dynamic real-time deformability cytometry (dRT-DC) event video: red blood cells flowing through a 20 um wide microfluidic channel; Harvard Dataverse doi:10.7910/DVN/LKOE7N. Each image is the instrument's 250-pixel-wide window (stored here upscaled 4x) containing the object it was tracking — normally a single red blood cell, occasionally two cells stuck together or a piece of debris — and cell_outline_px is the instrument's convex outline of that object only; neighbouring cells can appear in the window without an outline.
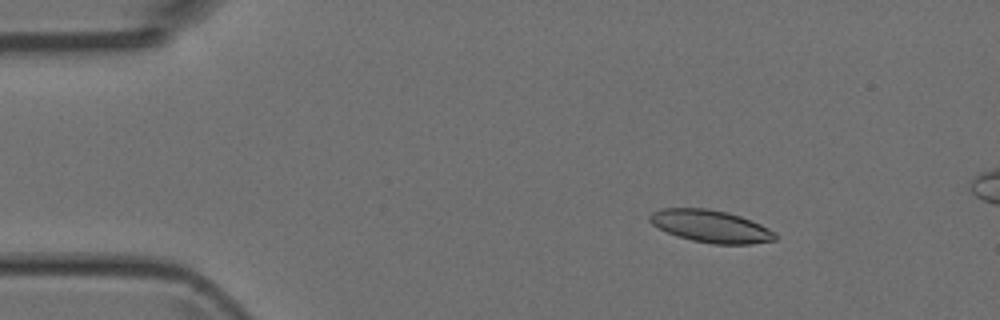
{"species": "Egyptian fruit bat (a non-hibernating species)", "species_latin": "Rousettus aegyptiacus", "temperature_condition": "room temperature", "stored_images_in_passage": 4, "camera_frame_rate_fps": 3000, "um_per_image_px": 0.085, "animal": {"sex": "female"}, "frame": {"image": 1, "passage_image": 1, "time_ms": 0.0, "image_size_px": [1000, 320], "cell_outline_px": [[776, 240], [752, 244], [712, 244], [692, 240], [676, 236], [652, 224], [648, 220], [648, 216], [652, 212], [660, 208], [708, 208], [728, 212], [752, 220], [776, 232]], "centroid_in_image_um": [60.42, 19.23], "position_along_channel_um": 24.6, "area_um2": 23.81}}